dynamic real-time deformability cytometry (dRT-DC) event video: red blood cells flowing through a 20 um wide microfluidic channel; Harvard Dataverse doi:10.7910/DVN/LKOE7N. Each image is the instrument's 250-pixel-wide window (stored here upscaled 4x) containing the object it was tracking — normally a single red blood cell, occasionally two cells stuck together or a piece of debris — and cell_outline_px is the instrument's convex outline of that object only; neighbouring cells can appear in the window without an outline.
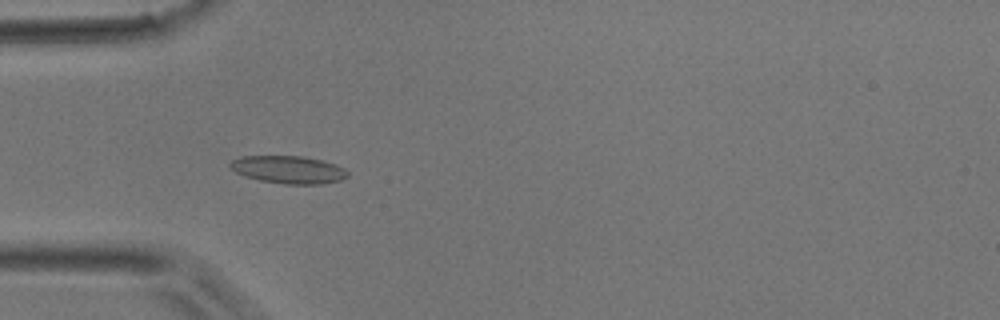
{"species": "common noctule bat (a hibernating species)", "species_latin": "Nyctalus noctula", "temperature_condition": "room temperature", "stored_images_in_passage": 48, "camera_frame_rate_fps": 3000, "um_per_image_px": 0.085, "animal": {"sex": "male", "body_mass_g": 17.9}, "frame": {"image": 1, "passage_image": 15, "time_ms": 4.667, "image_size_px": [1000, 320], "cell_outline_px": [[348, 176], [340, 180], [324, 184], [284, 184], [260, 180], [244, 176], [236, 172], [228, 164], [232, 160], [240, 156], [300, 156], [324, 160], [336, 164], [344, 168], [348, 172]], "centroid_in_image_um": [24.54, 14.42], "position_along_channel_um": 60.5, "area_um2": 19.02}}
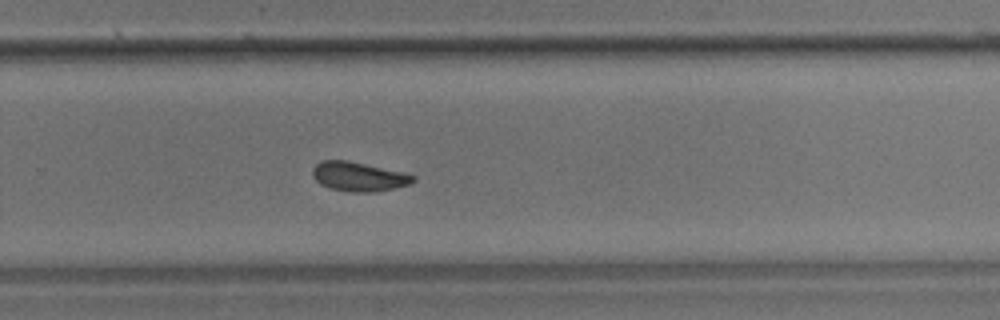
{"frame": {"image": 2, "passage_image": 32, "time_ms": 10.333, "image_size_px": [1000, 320], "cell_outline_px": [[416, 180], [412, 184], [376, 192], [348, 192], [328, 188], [320, 184], [312, 176], [312, 168], [316, 164], [324, 160], [348, 160], [404, 172], [416, 176]], "centroid_in_image_um": [30.5, 15.02], "position_along_channel_um": 299.3, "area_um2": 17.46}}
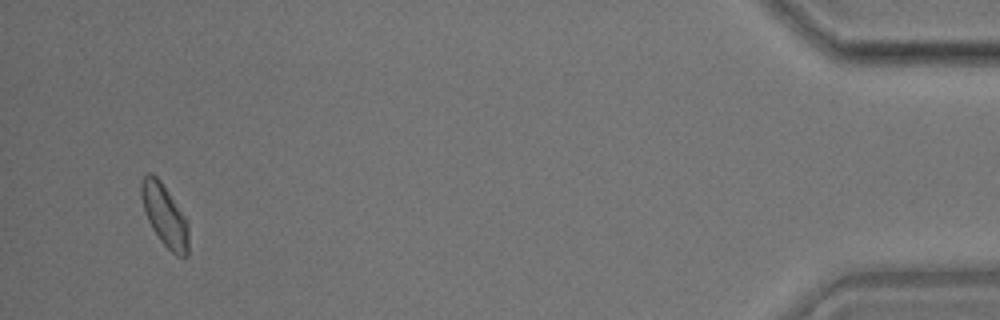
{"frame": {"image": 3, "passage_image": 46, "time_ms": 15.0, "image_size_px": [1000, 320], "cell_outline_px": [[188, 256], [176, 256], [160, 240], [152, 228], [148, 220], [140, 196], [140, 180], [148, 172], [152, 172], [160, 180], [188, 220]], "centroid_in_image_um": [13.99, 18.28], "position_along_channel_um": 421.2, "area_um2": 17.11}}